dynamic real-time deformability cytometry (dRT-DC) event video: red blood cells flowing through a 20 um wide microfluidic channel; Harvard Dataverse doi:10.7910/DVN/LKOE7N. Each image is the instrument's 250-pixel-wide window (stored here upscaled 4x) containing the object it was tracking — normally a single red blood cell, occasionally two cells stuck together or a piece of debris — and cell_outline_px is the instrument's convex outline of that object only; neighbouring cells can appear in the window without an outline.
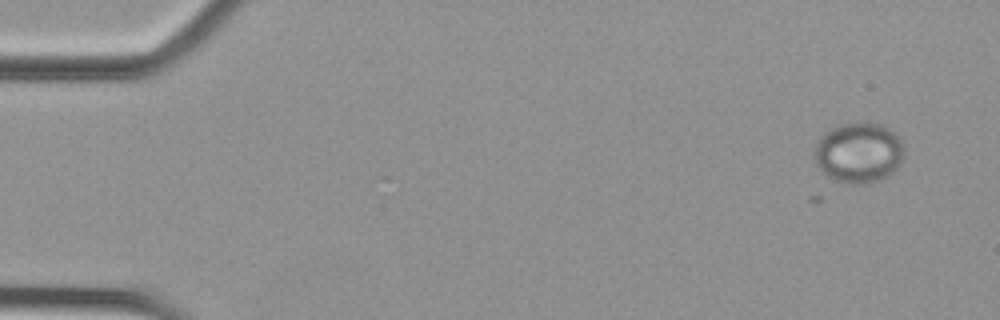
{"species": "Egyptian fruit bat (a non-hibernating species)", "species_latin": "Rousettus aegyptiacus", "temperature_condition": "cold", "stored_images_in_passage": 14, "camera_frame_rate_fps": 3000, "um_per_image_px": 0.085, "animal": {"sex": "female"}, "frame": {"image": 1, "passage_image": 1, "time_ms": 0.0, "image_size_px": [1000, 320], "cell_outline_px": [[904, 156], [900, 164], [888, 176], [880, 180], [868, 184], [848, 184], [836, 180], [828, 176], [816, 164], [816, 144], [820, 136], [824, 132], [840, 124], [860, 120], [880, 124], [888, 128], [900, 140], [904, 152]], "centroid_in_image_um": [73.0, 12.96], "position_along_channel_um": 12.0, "area_um2": 31.73}}
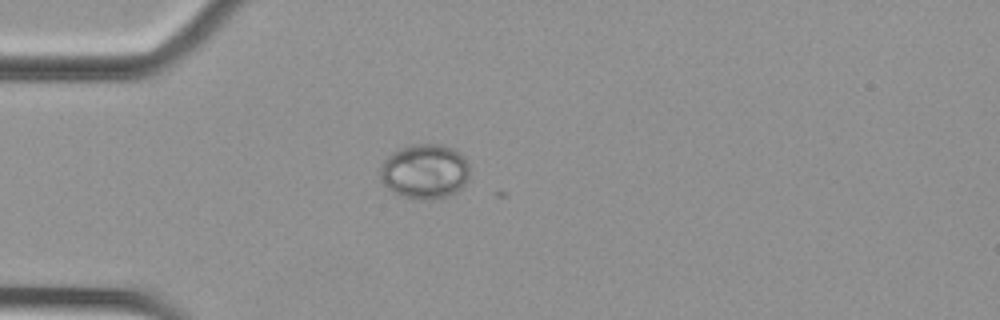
{"frame": {"image": 2, "passage_image": 13, "time_ms": 4.0, "image_size_px": [1000, 320], "cell_outline_px": [[468, 180], [456, 192], [440, 200], [424, 200], [404, 196], [388, 188], [380, 180], [380, 168], [384, 160], [392, 152], [400, 148], [412, 144], [440, 144], [452, 148], [464, 156], [468, 164]], "centroid_in_image_um": [36.11, 14.57], "position_along_channel_um": 48.9, "area_um2": 28.67}}